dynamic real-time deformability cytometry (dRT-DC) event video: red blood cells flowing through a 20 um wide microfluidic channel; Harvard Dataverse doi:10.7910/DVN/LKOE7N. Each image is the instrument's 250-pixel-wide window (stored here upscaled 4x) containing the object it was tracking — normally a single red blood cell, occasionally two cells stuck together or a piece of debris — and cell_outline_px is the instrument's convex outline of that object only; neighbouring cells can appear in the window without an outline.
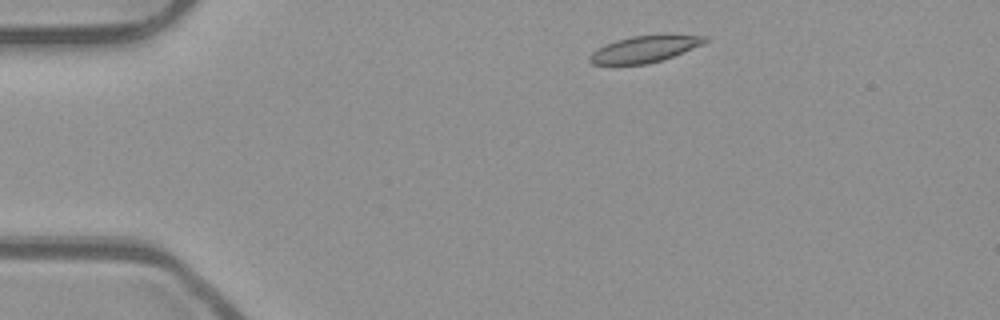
{"species": "common noctule bat (a hibernating species)", "species_latin": "Nyctalus noctula", "temperature_condition": "room temperature", "stored_images_in_passage": 45, "camera_frame_rate_fps": 3000, "um_per_image_px": 0.085, "animal": {"sex": "male", "body_mass_g": 23.1, "forearm_length_mm": 52.7}, "frame": {"image": 1, "passage_image": 1, "time_ms": 0.0, "image_size_px": [1000, 320], "cell_outline_px": [[708, 40], [704, 44], [672, 56], [648, 64], [592, 64], [588, 60], [588, 56], [592, 52], [616, 40], [632, 36], [660, 32], [668, 32], [708, 36]], "centroid_in_image_um": [54.89, 4.11], "position_along_channel_um": 30.1, "area_um2": 18.38}}
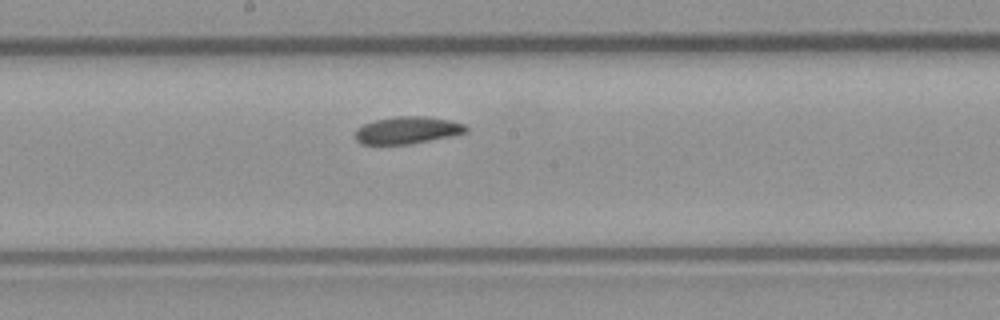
{"frame": {"image": 2, "passage_image": 20, "time_ms": 6.333, "image_size_px": [1000, 320], "cell_outline_px": [[468, 132], [412, 144], [360, 144], [356, 140], [356, 128], [364, 124], [376, 120], [396, 116], [424, 116], [452, 120], [464, 124], [468, 128]], "centroid_in_image_um": [34.64, 11.06], "position_along_channel_um": 213.6, "area_um2": 17.57}}
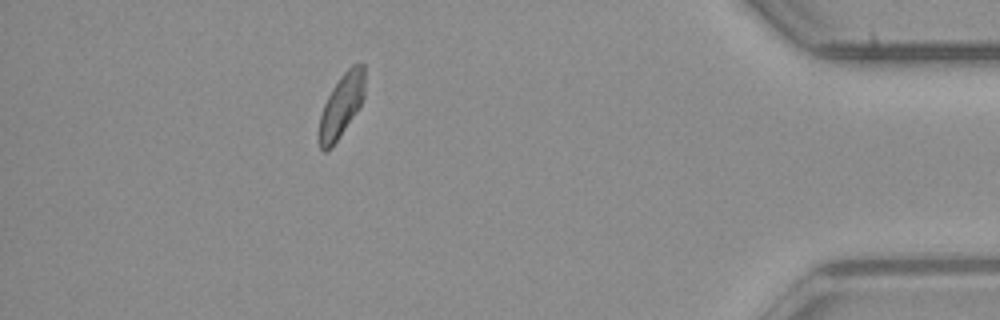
{"frame": {"image": 3, "passage_image": 39, "time_ms": 12.667, "image_size_px": [1000, 320], "cell_outline_px": [[364, 96], [360, 108], [332, 148], [328, 152], [324, 152], [320, 148], [320, 116], [324, 104], [332, 88], [340, 76], [352, 64], [364, 64]], "centroid_in_image_um": [29.04, 8.99], "position_along_channel_um": 406.2, "area_um2": 16.82}, "authors_computed_cell_mechanics": {"area_um2": 17.7446, "velocity_mm_per_s": 3.8375, "shape_relaxation_time_tau1_ms": 7.8284, "shape_relaxation_time_tau2_ms": null, "deformation_change_tau1": 0.1288, "deformation_change_tau2": null}}